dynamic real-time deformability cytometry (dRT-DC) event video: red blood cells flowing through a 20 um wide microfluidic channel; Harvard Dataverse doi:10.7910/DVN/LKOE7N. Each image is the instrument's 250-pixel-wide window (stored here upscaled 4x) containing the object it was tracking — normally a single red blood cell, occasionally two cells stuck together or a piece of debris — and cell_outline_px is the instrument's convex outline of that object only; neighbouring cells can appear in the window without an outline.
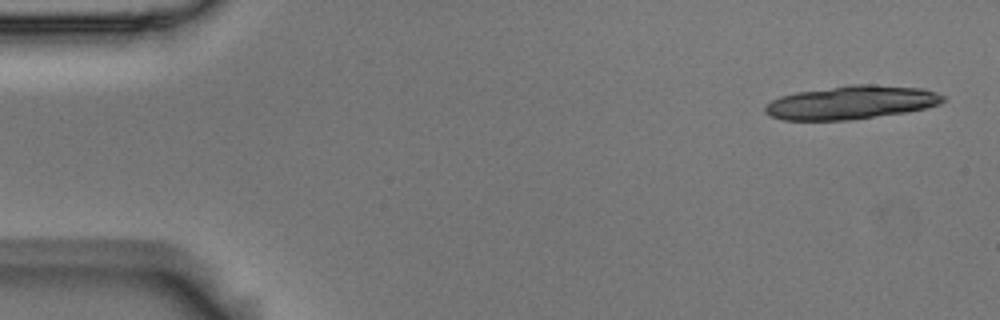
{"species": "Egyptian fruit bat (a non-hibernating species)", "species_latin": "Rousettus aegyptiacus", "temperature_condition": "room temperature", "stored_images_in_passage": 5, "camera_frame_rate_fps": 3000, "um_per_image_px": 0.085, "animal": {"sex": "male"}, "frame": {"image": 1, "passage_image": 1, "time_ms": 0.0, "image_size_px": [1000, 320], "cell_outline_px": [[948, 100], [940, 104], [928, 108], [904, 112], [848, 120], [784, 120], [772, 116], [764, 112], [764, 108], [772, 100], [780, 96], [796, 92], [852, 84], [872, 84], [924, 88], [936, 92], [944, 96]], "centroid_in_image_um": [72.41, 8.7], "position_along_channel_um": 12.6, "area_um2": 34.74}}